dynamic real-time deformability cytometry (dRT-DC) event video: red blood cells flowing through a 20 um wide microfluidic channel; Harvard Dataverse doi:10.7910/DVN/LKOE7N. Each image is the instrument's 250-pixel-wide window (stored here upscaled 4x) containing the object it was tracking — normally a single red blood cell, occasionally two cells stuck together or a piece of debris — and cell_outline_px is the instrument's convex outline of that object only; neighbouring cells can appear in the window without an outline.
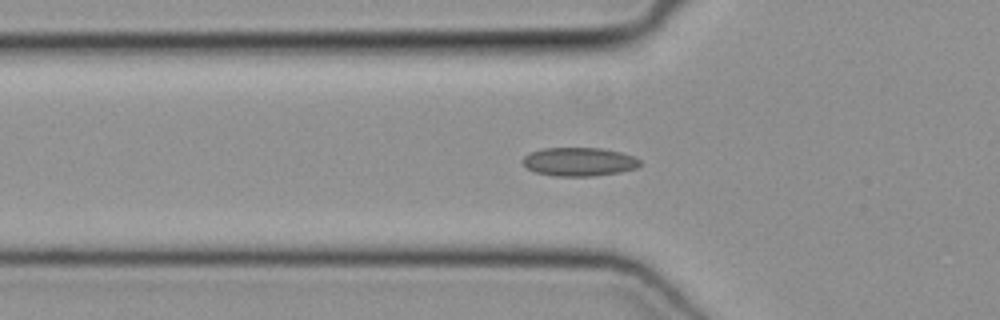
{"species": "common noctule bat (a hibernating species)", "species_latin": "Nyctalus noctula", "temperature_condition": "cold", "stored_images_in_passage": 48, "camera_frame_rate_fps": 3000, "um_per_image_px": 0.085, "animal": {"sex": "female", "body_mass_g": 19.3, "forearm_length_mm": 54.1}, "frame": {"image": 1, "passage_image": 17, "time_ms": 5.333, "image_size_px": [1000, 320], "cell_outline_px": [[640, 164], [636, 168], [620, 172], [596, 176], [552, 176], [536, 172], [528, 168], [520, 160], [524, 156], [532, 152], [544, 148], [600, 148], [620, 152], [632, 156], [640, 160]], "centroid_in_image_um": [49.21, 13.75], "position_along_channel_um": 76.6, "area_um2": 19.48}}
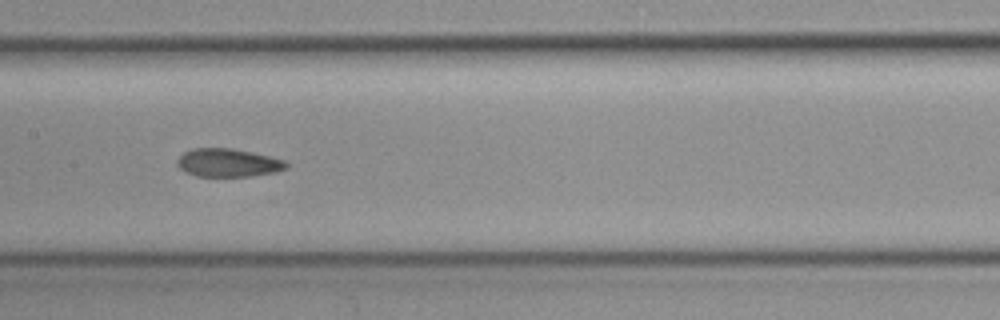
{"frame": {"image": 2, "passage_image": 25, "time_ms": 8.0, "image_size_px": [1000, 320], "cell_outline_px": [[288, 168], [276, 172], [252, 176], [196, 176], [184, 172], [176, 164], [176, 160], [184, 152], [192, 148], [232, 148], [252, 152], [284, 160], [288, 164]], "centroid_in_image_um": [19.37, 13.83], "position_along_channel_um": 188.0, "area_um2": 18.03}}
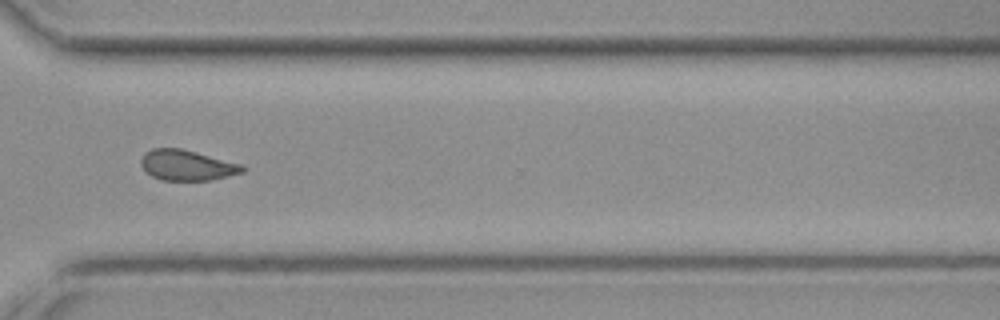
{"frame": {"image": 3, "passage_image": 37, "time_ms": 12.0, "image_size_px": [1000, 320], "cell_outline_px": [[248, 168], [244, 172], [212, 180], [160, 180], [144, 172], [140, 164], [140, 160], [144, 152], [152, 148], [180, 148], [244, 164]], "centroid_in_image_um": [15.9, 14.04], "position_along_channel_um": 354.7, "area_um2": 18.38}}